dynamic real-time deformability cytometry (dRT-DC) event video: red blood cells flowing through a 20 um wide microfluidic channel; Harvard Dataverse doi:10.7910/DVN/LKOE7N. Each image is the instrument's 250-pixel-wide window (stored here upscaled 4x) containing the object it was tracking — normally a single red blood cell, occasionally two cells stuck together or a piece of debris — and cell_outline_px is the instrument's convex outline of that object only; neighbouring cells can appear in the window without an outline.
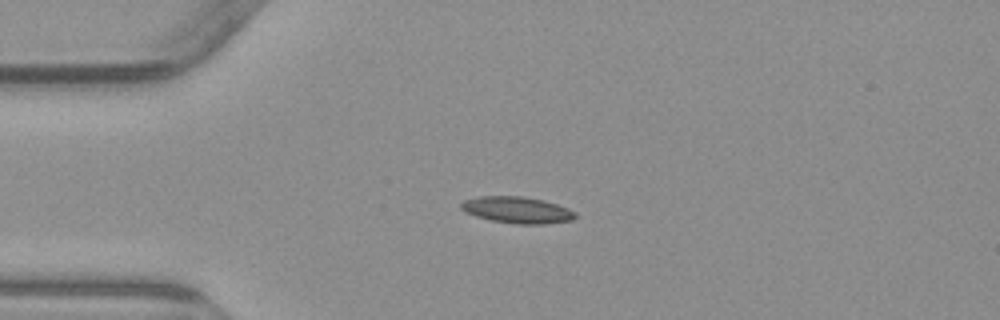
{"species": "common noctule bat (a hibernating species)", "species_latin": "Nyctalus noctula", "temperature_condition": "warm", "stored_images_in_passage": 6, "camera_frame_rate_fps": 3000, "um_per_image_px": 0.085, "animal": {"sex": "male", "body_mass_g": 23.1, "forearm_length_mm": 52.7}, "frame": {"image": 1, "passage_image": 2, "time_ms": 2.0, "image_size_px": [1000, 320], "cell_outline_px": [[576, 216], [572, 220], [544, 224], [516, 224], [492, 220], [476, 216], [460, 208], [460, 204], [464, 200], [480, 196], [524, 196], [544, 200], [568, 208], [576, 212]], "centroid_in_image_um": [43.98, 17.84], "position_along_channel_um": 41.0, "area_um2": 17.57}}
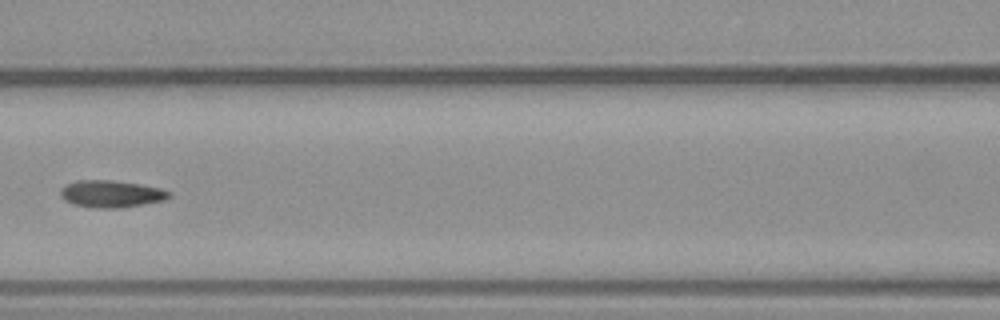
{"frame": {"image": 2, "passage_image": 5, "time_ms": 5.667, "image_size_px": [1000, 320], "cell_outline_px": [[168, 196], [164, 200], [116, 208], [100, 208], [72, 204], [64, 200], [60, 196], [60, 188], [64, 184], [76, 180], [112, 180], [140, 184], [160, 188], [168, 192]], "centroid_in_image_um": [9.34, 16.46], "position_along_channel_um": 157.3, "area_um2": 16.94}}
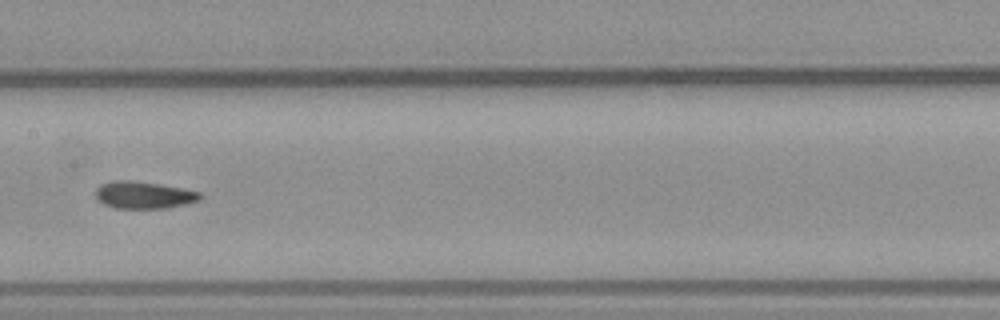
{"frame": {"image": 3, "passage_image": 6, "time_ms": 6.667, "image_size_px": [1000, 320], "cell_outline_px": [[204, 196], [200, 200], [168, 208], [116, 208], [104, 204], [96, 196], [96, 188], [100, 184], [112, 180], [132, 180], [160, 184], [184, 188], [200, 192]], "centroid_in_image_um": [12.25, 16.56], "position_along_channel_um": 195.2, "area_um2": 16.65}}